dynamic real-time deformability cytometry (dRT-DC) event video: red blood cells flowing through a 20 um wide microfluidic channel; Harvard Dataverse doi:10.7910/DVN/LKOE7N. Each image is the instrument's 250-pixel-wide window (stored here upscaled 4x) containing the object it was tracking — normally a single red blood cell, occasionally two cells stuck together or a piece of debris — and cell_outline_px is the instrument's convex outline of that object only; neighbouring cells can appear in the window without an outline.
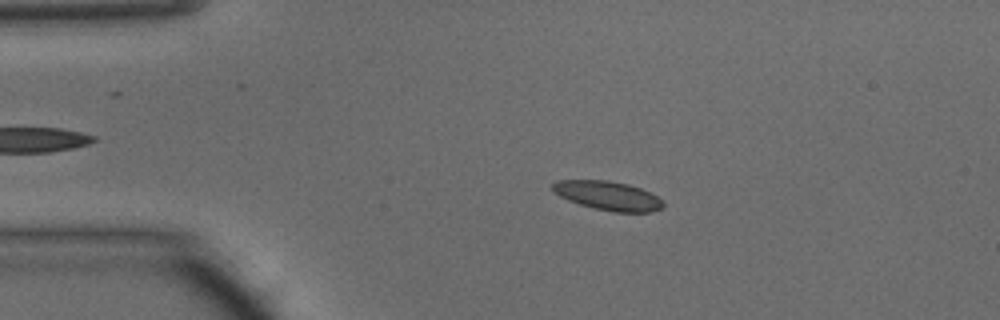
{"species": "common noctule bat (a hibernating species)", "species_latin": "Nyctalus noctula", "temperature_condition": "warm", "stored_images_in_passage": 47, "camera_frame_rate_fps": 3000, "um_per_image_px": 0.085, "animal": {"sex": "male", "body_mass_g": 15.6}, "frame": {"image": 1, "passage_image": 9, "time_ms": 2.667, "image_size_px": [1000, 320], "cell_outline_px": [[664, 204], [660, 208], [648, 212], [616, 212], [596, 208], [580, 204], [568, 200], [560, 196], [552, 188], [552, 184], [556, 180], [608, 180], [628, 184], [640, 188], [656, 196]], "centroid_in_image_um": [51.65, 16.62], "position_along_channel_um": 33.4, "area_um2": 18.32}}
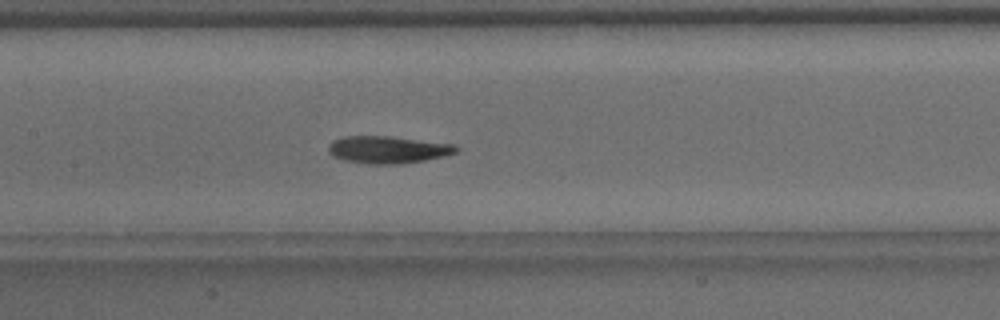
{"frame": {"image": 2, "passage_image": 22, "time_ms": 7.0, "image_size_px": [1000, 320], "cell_outline_px": [[460, 148], [456, 152], [424, 160], [404, 164], [368, 164], [344, 160], [332, 156], [328, 152], [328, 144], [332, 140], [344, 136], [388, 136], [452, 144]], "centroid_in_image_um": [32.89, 12.72], "position_along_channel_um": 174.5, "area_um2": 20.23}}
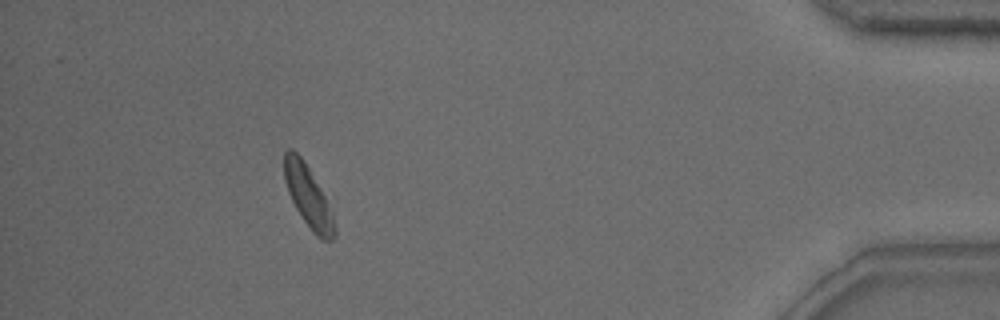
{"frame": {"image": 3, "passage_image": 43, "time_ms": 14.0, "image_size_px": [1000, 320], "cell_outline_px": [[336, 236], [332, 240], [320, 240], [312, 232], [296, 208], [288, 192], [284, 180], [284, 152], [288, 148], [292, 148], [300, 156], [308, 168], [324, 196], [332, 212], [336, 228]], "centroid_in_image_um": [26.19, 16.73], "position_along_channel_um": 409.0, "area_um2": 17.74}, "authors_computed_cell_mechanics": {"area_um2": 19.2474, "velocity_mm_per_s": 4.1675, "shape_relaxation_time_tau1_ms": 3.5882, "shape_relaxation_time_tau2_ms": 3.2012, "deformation_change_tau1": 0.1101, "deformation_change_tau2": 0.1208}}